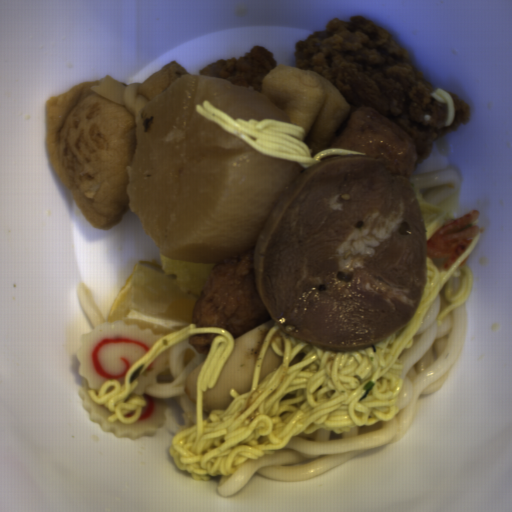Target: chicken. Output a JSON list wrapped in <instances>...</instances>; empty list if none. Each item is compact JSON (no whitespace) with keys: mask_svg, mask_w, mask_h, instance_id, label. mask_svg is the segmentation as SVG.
<instances>
[{"mask_svg":"<svg viewBox=\"0 0 512 512\" xmlns=\"http://www.w3.org/2000/svg\"><path fill=\"white\" fill-rule=\"evenodd\" d=\"M276 65V57L266 48L256 45L244 55L218 59L199 70L198 74L226 79L236 85L251 86L259 92L263 90L265 77L276 69Z\"/></svg>","mask_w":512,"mask_h":512,"instance_id":"52989762","label":"chicken"},{"mask_svg":"<svg viewBox=\"0 0 512 512\" xmlns=\"http://www.w3.org/2000/svg\"><path fill=\"white\" fill-rule=\"evenodd\" d=\"M294 65L328 80L351 107L371 108L402 128L416 149L415 169L431 156L440 136L470 124V105L448 92L455 117L445 126L448 103L431 95L438 88L423 78L392 32L374 20L334 18L295 42Z\"/></svg>","mask_w":512,"mask_h":512,"instance_id":"ae283196","label":"chicken"}]
</instances>
